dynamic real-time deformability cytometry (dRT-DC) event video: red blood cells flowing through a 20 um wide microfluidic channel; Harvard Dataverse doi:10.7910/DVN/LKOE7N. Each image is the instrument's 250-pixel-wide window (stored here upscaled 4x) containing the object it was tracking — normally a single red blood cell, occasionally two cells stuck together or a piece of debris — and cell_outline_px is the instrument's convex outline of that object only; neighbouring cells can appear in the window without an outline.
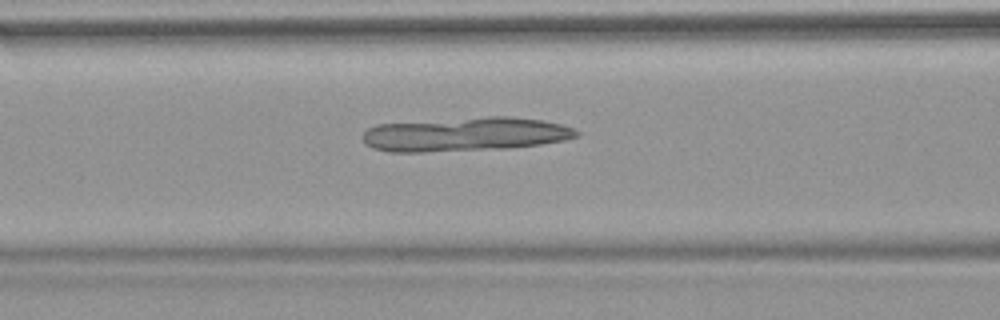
{"species": "common noctule bat (a hibernating species)", "species_latin": "Nyctalus noctula", "temperature_condition": "warm", "stored_images_in_passage": 13, "camera_frame_rate_fps": 3000, "um_per_image_px": 0.085, "animal": {"sex": "female", "body_mass_g": 18.4}, "frame": {"image": 1, "passage_image": 8, "time_ms": 2.333, "image_size_px": [1000, 320], "cell_outline_px": [[580, 136], [564, 140], [540, 144], [508, 148], [424, 152], [388, 152], [372, 148], [364, 144], [364, 132], [368, 128], [376, 124], [488, 116], [508, 116], [544, 120], [560, 124], [572, 128], [580, 132]], "centroid_in_image_um": [39.54, 11.41], "position_along_channel_um": 127.1, "area_um2": 42.54}}